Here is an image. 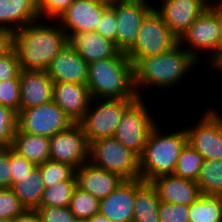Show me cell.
<instances>
[{
  "mask_svg": "<svg viewBox=\"0 0 222 222\" xmlns=\"http://www.w3.org/2000/svg\"><path fill=\"white\" fill-rule=\"evenodd\" d=\"M160 202L190 205L202 194L196 181L174 174L156 177L150 181Z\"/></svg>",
  "mask_w": 222,
  "mask_h": 222,
  "instance_id": "d6986e66",
  "label": "cell"
},
{
  "mask_svg": "<svg viewBox=\"0 0 222 222\" xmlns=\"http://www.w3.org/2000/svg\"><path fill=\"white\" fill-rule=\"evenodd\" d=\"M210 4L209 0H162L154 8L178 40Z\"/></svg>",
  "mask_w": 222,
  "mask_h": 222,
  "instance_id": "5bb4252c",
  "label": "cell"
},
{
  "mask_svg": "<svg viewBox=\"0 0 222 222\" xmlns=\"http://www.w3.org/2000/svg\"><path fill=\"white\" fill-rule=\"evenodd\" d=\"M12 222H40L35 210L26 209L23 213L16 216Z\"/></svg>",
  "mask_w": 222,
  "mask_h": 222,
  "instance_id": "ee69618b",
  "label": "cell"
},
{
  "mask_svg": "<svg viewBox=\"0 0 222 222\" xmlns=\"http://www.w3.org/2000/svg\"><path fill=\"white\" fill-rule=\"evenodd\" d=\"M0 188H11L9 147L0 149Z\"/></svg>",
  "mask_w": 222,
  "mask_h": 222,
  "instance_id": "b9f144b4",
  "label": "cell"
},
{
  "mask_svg": "<svg viewBox=\"0 0 222 222\" xmlns=\"http://www.w3.org/2000/svg\"><path fill=\"white\" fill-rule=\"evenodd\" d=\"M135 179L123 180L107 197L99 201V213L111 222H133Z\"/></svg>",
  "mask_w": 222,
  "mask_h": 222,
  "instance_id": "44dd1931",
  "label": "cell"
},
{
  "mask_svg": "<svg viewBox=\"0 0 222 222\" xmlns=\"http://www.w3.org/2000/svg\"><path fill=\"white\" fill-rule=\"evenodd\" d=\"M95 31L112 40L116 45L117 21L114 12L110 8L103 13Z\"/></svg>",
  "mask_w": 222,
  "mask_h": 222,
  "instance_id": "60d3db41",
  "label": "cell"
},
{
  "mask_svg": "<svg viewBox=\"0 0 222 222\" xmlns=\"http://www.w3.org/2000/svg\"><path fill=\"white\" fill-rule=\"evenodd\" d=\"M11 189L25 209L35 210L40 207L45 188L39 167L36 166L29 174L18 178V182L14 183Z\"/></svg>",
  "mask_w": 222,
  "mask_h": 222,
  "instance_id": "484cf974",
  "label": "cell"
},
{
  "mask_svg": "<svg viewBox=\"0 0 222 222\" xmlns=\"http://www.w3.org/2000/svg\"><path fill=\"white\" fill-rule=\"evenodd\" d=\"M68 208L76 219L82 222L99 213V200L75 187Z\"/></svg>",
  "mask_w": 222,
  "mask_h": 222,
  "instance_id": "4dcf8cb0",
  "label": "cell"
},
{
  "mask_svg": "<svg viewBox=\"0 0 222 222\" xmlns=\"http://www.w3.org/2000/svg\"><path fill=\"white\" fill-rule=\"evenodd\" d=\"M17 130V113L0 104V146L11 147Z\"/></svg>",
  "mask_w": 222,
  "mask_h": 222,
  "instance_id": "d6a6232c",
  "label": "cell"
},
{
  "mask_svg": "<svg viewBox=\"0 0 222 222\" xmlns=\"http://www.w3.org/2000/svg\"><path fill=\"white\" fill-rule=\"evenodd\" d=\"M189 222H222V196L202 194L189 205Z\"/></svg>",
  "mask_w": 222,
  "mask_h": 222,
  "instance_id": "4316f807",
  "label": "cell"
},
{
  "mask_svg": "<svg viewBox=\"0 0 222 222\" xmlns=\"http://www.w3.org/2000/svg\"><path fill=\"white\" fill-rule=\"evenodd\" d=\"M20 110L53 100L54 81L45 70H21Z\"/></svg>",
  "mask_w": 222,
  "mask_h": 222,
  "instance_id": "ac0fdd59",
  "label": "cell"
},
{
  "mask_svg": "<svg viewBox=\"0 0 222 222\" xmlns=\"http://www.w3.org/2000/svg\"><path fill=\"white\" fill-rule=\"evenodd\" d=\"M74 0H41L38 3L40 20L55 21L68 9ZM44 17V18H43Z\"/></svg>",
  "mask_w": 222,
  "mask_h": 222,
  "instance_id": "74e56055",
  "label": "cell"
},
{
  "mask_svg": "<svg viewBox=\"0 0 222 222\" xmlns=\"http://www.w3.org/2000/svg\"><path fill=\"white\" fill-rule=\"evenodd\" d=\"M109 6L96 0H74L56 20L67 35L88 33L96 30L100 18Z\"/></svg>",
  "mask_w": 222,
  "mask_h": 222,
  "instance_id": "9a60e30c",
  "label": "cell"
},
{
  "mask_svg": "<svg viewBox=\"0 0 222 222\" xmlns=\"http://www.w3.org/2000/svg\"><path fill=\"white\" fill-rule=\"evenodd\" d=\"M76 187L99 201L110 195L124 180L118 174L97 167L90 161L75 169Z\"/></svg>",
  "mask_w": 222,
  "mask_h": 222,
  "instance_id": "e0dca14e",
  "label": "cell"
},
{
  "mask_svg": "<svg viewBox=\"0 0 222 222\" xmlns=\"http://www.w3.org/2000/svg\"><path fill=\"white\" fill-rule=\"evenodd\" d=\"M44 188H50L63 181H76L75 168L69 164L45 161L38 165Z\"/></svg>",
  "mask_w": 222,
  "mask_h": 222,
  "instance_id": "f546056e",
  "label": "cell"
},
{
  "mask_svg": "<svg viewBox=\"0 0 222 222\" xmlns=\"http://www.w3.org/2000/svg\"><path fill=\"white\" fill-rule=\"evenodd\" d=\"M87 87L93 99H138L133 63L124 52L88 64Z\"/></svg>",
  "mask_w": 222,
  "mask_h": 222,
  "instance_id": "3957f363",
  "label": "cell"
},
{
  "mask_svg": "<svg viewBox=\"0 0 222 222\" xmlns=\"http://www.w3.org/2000/svg\"><path fill=\"white\" fill-rule=\"evenodd\" d=\"M161 132L158 123L150 131L140 158V177L150 182L156 177L174 174L181 150L188 143L185 128Z\"/></svg>",
  "mask_w": 222,
  "mask_h": 222,
  "instance_id": "277c9868",
  "label": "cell"
},
{
  "mask_svg": "<svg viewBox=\"0 0 222 222\" xmlns=\"http://www.w3.org/2000/svg\"><path fill=\"white\" fill-rule=\"evenodd\" d=\"M211 1V5L217 9H221L222 8V0H210Z\"/></svg>",
  "mask_w": 222,
  "mask_h": 222,
  "instance_id": "c3c4849f",
  "label": "cell"
},
{
  "mask_svg": "<svg viewBox=\"0 0 222 222\" xmlns=\"http://www.w3.org/2000/svg\"><path fill=\"white\" fill-rule=\"evenodd\" d=\"M72 124L74 122L53 100L17 113V129L27 134L50 138Z\"/></svg>",
  "mask_w": 222,
  "mask_h": 222,
  "instance_id": "30bf717a",
  "label": "cell"
},
{
  "mask_svg": "<svg viewBox=\"0 0 222 222\" xmlns=\"http://www.w3.org/2000/svg\"><path fill=\"white\" fill-rule=\"evenodd\" d=\"M160 222H189V206L160 202Z\"/></svg>",
  "mask_w": 222,
  "mask_h": 222,
  "instance_id": "8d00e7d4",
  "label": "cell"
},
{
  "mask_svg": "<svg viewBox=\"0 0 222 222\" xmlns=\"http://www.w3.org/2000/svg\"><path fill=\"white\" fill-rule=\"evenodd\" d=\"M82 222H111V221L107 217H105L104 215H102L100 213H96L91 218L86 219Z\"/></svg>",
  "mask_w": 222,
  "mask_h": 222,
  "instance_id": "bcb514c9",
  "label": "cell"
},
{
  "mask_svg": "<svg viewBox=\"0 0 222 222\" xmlns=\"http://www.w3.org/2000/svg\"><path fill=\"white\" fill-rule=\"evenodd\" d=\"M68 43L88 64L113 58L120 52L115 42L103 37L96 31L68 35Z\"/></svg>",
  "mask_w": 222,
  "mask_h": 222,
  "instance_id": "7402d4cb",
  "label": "cell"
},
{
  "mask_svg": "<svg viewBox=\"0 0 222 222\" xmlns=\"http://www.w3.org/2000/svg\"><path fill=\"white\" fill-rule=\"evenodd\" d=\"M21 72L17 52L12 48L7 54L0 57V82L19 78Z\"/></svg>",
  "mask_w": 222,
  "mask_h": 222,
  "instance_id": "f35d334b",
  "label": "cell"
},
{
  "mask_svg": "<svg viewBox=\"0 0 222 222\" xmlns=\"http://www.w3.org/2000/svg\"><path fill=\"white\" fill-rule=\"evenodd\" d=\"M38 20L36 0H0V29L14 33Z\"/></svg>",
  "mask_w": 222,
  "mask_h": 222,
  "instance_id": "603a6c76",
  "label": "cell"
},
{
  "mask_svg": "<svg viewBox=\"0 0 222 222\" xmlns=\"http://www.w3.org/2000/svg\"><path fill=\"white\" fill-rule=\"evenodd\" d=\"M215 71H217V72L220 71V73H221V71H222V64Z\"/></svg>",
  "mask_w": 222,
  "mask_h": 222,
  "instance_id": "f907efd6",
  "label": "cell"
},
{
  "mask_svg": "<svg viewBox=\"0 0 222 222\" xmlns=\"http://www.w3.org/2000/svg\"><path fill=\"white\" fill-rule=\"evenodd\" d=\"M89 161L97 167L118 174L124 180L141 178L139 156L115 137L91 142Z\"/></svg>",
  "mask_w": 222,
  "mask_h": 222,
  "instance_id": "8992f818",
  "label": "cell"
},
{
  "mask_svg": "<svg viewBox=\"0 0 222 222\" xmlns=\"http://www.w3.org/2000/svg\"><path fill=\"white\" fill-rule=\"evenodd\" d=\"M178 42L153 8L143 19L134 45L125 53L134 64L138 59L161 54Z\"/></svg>",
  "mask_w": 222,
  "mask_h": 222,
  "instance_id": "ba28073f",
  "label": "cell"
},
{
  "mask_svg": "<svg viewBox=\"0 0 222 222\" xmlns=\"http://www.w3.org/2000/svg\"><path fill=\"white\" fill-rule=\"evenodd\" d=\"M196 182L201 194L222 196V160H204Z\"/></svg>",
  "mask_w": 222,
  "mask_h": 222,
  "instance_id": "83f0119b",
  "label": "cell"
},
{
  "mask_svg": "<svg viewBox=\"0 0 222 222\" xmlns=\"http://www.w3.org/2000/svg\"><path fill=\"white\" fill-rule=\"evenodd\" d=\"M0 104L14 110L20 111V80L14 78L0 82Z\"/></svg>",
  "mask_w": 222,
  "mask_h": 222,
  "instance_id": "836d02e7",
  "label": "cell"
},
{
  "mask_svg": "<svg viewBox=\"0 0 222 222\" xmlns=\"http://www.w3.org/2000/svg\"><path fill=\"white\" fill-rule=\"evenodd\" d=\"M199 63L178 42L169 50L138 59L133 64L134 85L139 98L145 87L159 90L179 85L181 79ZM177 84V85H176ZM142 86V87H141ZM141 88V90H140Z\"/></svg>",
  "mask_w": 222,
  "mask_h": 222,
  "instance_id": "7a4b0ae2",
  "label": "cell"
},
{
  "mask_svg": "<svg viewBox=\"0 0 222 222\" xmlns=\"http://www.w3.org/2000/svg\"><path fill=\"white\" fill-rule=\"evenodd\" d=\"M217 21L219 27V66L222 64V12L217 9Z\"/></svg>",
  "mask_w": 222,
  "mask_h": 222,
  "instance_id": "f6af8a7d",
  "label": "cell"
},
{
  "mask_svg": "<svg viewBox=\"0 0 222 222\" xmlns=\"http://www.w3.org/2000/svg\"><path fill=\"white\" fill-rule=\"evenodd\" d=\"M53 101L74 123H78L89 108L91 96L87 85L57 82L53 85Z\"/></svg>",
  "mask_w": 222,
  "mask_h": 222,
  "instance_id": "ffe728a7",
  "label": "cell"
},
{
  "mask_svg": "<svg viewBox=\"0 0 222 222\" xmlns=\"http://www.w3.org/2000/svg\"><path fill=\"white\" fill-rule=\"evenodd\" d=\"M96 100L102 101L99 102L100 104H98V106H93V102L95 105ZM101 100L91 98L86 114L78 122L81 125L89 144L102 138L113 137L123 113L137 99L102 98Z\"/></svg>",
  "mask_w": 222,
  "mask_h": 222,
  "instance_id": "52a82bcc",
  "label": "cell"
},
{
  "mask_svg": "<svg viewBox=\"0 0 222 222\" xmlns=\"http://www.w3.org/2000/svg\"><path fill=\"white\" fill-rule=\"evenodd\" d=\"M75 187L76 181H63L45 188L40 206L68 207Z\"/></svg>",
  "mask_w": 222,
  "mask_h": 222,
  "instance_id": "1f68e13d",
  "label": "cell"
},
{
  "mask_svg": "<svg viewBox=\"0 0 222 222\" xmlns=\"http://www.w3.org/2000/svg\"><path fill=\"white\" fill-rule=\"evenodd\" d=\"M46 71L54 83L67 82L87 85L88 63L69 43L52 60Z\"/></svg>",
  "mask_w": 222,
  "mask_h": 222,
  "instance_id": "2e32d148",
  "label": "cell"
},
{
  "mask_svg": "<svg viewBox=\"0 0 222 222\" xmlns=\"http://www.w3.org/2000/svg\"><path fill=\"white\" fill-rule=\"evenodd\" d=\"M0 222H12V220L0 217Z\"/></svg>",
  "mask_w": 222,
  "mask_h": 222,
  "instance_id": "681fc988",
  "label": "cell"
},
{
  "mask_svg": "<svg viewBox=\"0 0 222 222\" xmlns=\"http://www.w3.org/2000/svg\"><path fill=\"white\" fill-rule=\"evenodd\" d=\"M142 99L144 98H138L123 113L113 136L139 157L144 151L150 131L157 124Z\"/></svg>",
  "mask_w": 222,
  "mask_h": 222,
  "instance_id": "9c48e42d",
  "label": "cell"
},
{
  "mask_svg": "<svg viewBox=\"0 0 222 222\" xmlns=\"http://www.w3.org/2000/svg\"><path fill=\"white\" fill-rule=\"evenodd\" d=\"M35 211L40 222H79L68 207L40 206Z\"/></svg>",
  "mask_w": 222,
  "mask_h": 222,
  "instance_id": "d590c367",
  "label": "cell"
},
{
  "mask_svg": "<svg viewBox=\"0 0 222 222\" xmlns=\"http://www.w3.org/2000/svg\"><path fill=\"white\" fill-rule=\"evenodd\" d=\"M13 48V33L0 29V57L7 54Z\"/></svg>",
  "mask_w": 222,
  "mask_h": 222,
  "instance_id": "7bdbcfd3",
  "label": "cell"
},
{
  "mask_svg": "<svg viewBox=\"0 0 222 222\" xmlns=\"http://www.w3.org/2000/svg\"><path fill=\"white\" fill-rule=\"evenodd\" d=\"M25 207L11 188H0V217L13 220L25 211Z\"/></svg>",
  "mask_w": 222,
  "mask_h": 222,
  "instance_id": "e575fe53",
  "label": "cell"
},
{
  "mask_svg": "<svg viewBox=\"0 0 222 222\" xmlns=\"http://www.w3.org/2000/svg\"><path fill=\"white\" fill-rule=\"evenodd\" d=\"M196 125L185 128L188 143L205 160H222V115L217 109H206Z\"/></svg>",
  "mask_w": 222,
  "mask_h": 222,
  "instance_id": "8fae6325",
  "label": "cell"
},
{
  "mask_svg": "<svg viewBox=\"0 0 222 222\" xmlns=\"http://www.w3.org/2000/svg\"><path fill=\"white\" fill-rule=\"evenodd\" d=\"M11 148L36 166L50 160L49 138L20 132L13 136Z\"/></svg>",
  "mask_w": 222,
  "mask_h": 222,
  "instance_id": "d4e9b609",
  "label": "cell"
},
{
  "mask_svg": "<svg viewBox=\"0 0 222 222\" xmlns=\"http://www.w3.org/2000/svg\"><path fill=\"white\" fill-rule=\"evenodd\" d=\"M99 3L105 4L107 6L117 5L121 2L127 1V0H96Z\"/></svg>",
  "mask_w": 222,
  "mask_h": 222,
  "instance_id": "7dc6e473",
  "label": "cell"
},
{
  "mask_svg": "<svg viewBox=\"0 0 222 222\" xmlns=\"http://www.w3.org/2000/svg\"><path fill=\"white\" fill-rule=\"evenodd\" d=\"M39 21L13 33V48L17 52L21 70L46 71L68 43V35L59 25H45L42 20L41 23Z\"/></svg>",
  "mask_w": 222,
  "mask_h": 222,
  "instance_id": "6da1fadb",
  "label": "cell"
},
{
  "mask_svg": "<svg viewBox=\"0 0 222 222\" xmlns=\"http://www.w3.org/2000/svg\"><path fill=\"white\" fill-rule=\"evenodd\" d=\"M204 160V157L187 143L177 159L174 175L197 181Z\"/></svg>",
  "mask_w": 222,
  "mask_h": 222,
  "instance_id": "f1b7e54d",
  "label": "cell"
},
{
  "mask_svg": "<svg viewBox=\"0 0 222 222\" xmlns=\"http://www.w3.org/2000/svg\"><path fill=\"white\" fill-rule=\"evenodd\" d=\"M160 200L151 182L135 179L133 222H160Z\"/></svg>",
  "mask_w": 222,
  "mask_h": 222,
  "instance_id": "cb8c5ba5",
  "label": "cell"
},
{
  "mask_svg": "<svg viewBox=\"0 0 222 222\" xmlns=\"http://www.w3.org/2000/svg\"><path fill=\"white\" fill-rule=\"evenodd\" d=\"M50 160L66 163L77 169L89 161L90 144L79 123L49 138Z\"/></svg>",
  "mask_w": 222,
  "mask_h": 222,
  "instance_id": "7c38bea8",
  "label": "cell"
},
{
  "mask_svg": "<svg viewBox=\"0 0 222 222\" xmlns=\"http://www.w3.org/2000/svg\"><path fill=\"white\" fill-rule=\"evenodd\" d=\"M9 162L11 166V187L18 182V178L29 174L36 167L35 164L18 154L11 147H9Z\"/></svg>",
  "mask_w": 222,
  "mask_h": 222,
  "instance_id": "ab89813d",
  "label": "cell"
},
{
  "mask_svg": "<svg viewBox=\"0 0 222 222\" xmlns=\"http://www.w3.org/2000/svg\"><path fill=\"white\" fill-rule=\"evenodd\" d=\"M150 0H127L109 6L117 21L116 46L126 53L135 43L146 15L154 8Z\"/></svg>",
  "mask_w": 222,
  "mask_h": 222,
  "instance_id": "4fadbf2b",
  "label": "cell"
},
{
  "mask_svg": "<svg viewBox=\"0 0 222 222\" xmlns=\"http://www.w3.org/2000/svg\"><path fill=\"white\" fill-rule=\"evenodd\" d=\"M186 45H184L185 43ZM178 43L199 62L201 59L199 54L208 51L211 54L207 66L216 70L219 67V27L217 21V8L211 4L191 24L184 34L178 39ZM189 46V47H188ZM200 52V53H199Z\"/></svg>",
  "mask_w": 222,
  "mask_h": 222,
  "instance_id": "5b68a950",
  "label": "cell"
}]
</instances>
